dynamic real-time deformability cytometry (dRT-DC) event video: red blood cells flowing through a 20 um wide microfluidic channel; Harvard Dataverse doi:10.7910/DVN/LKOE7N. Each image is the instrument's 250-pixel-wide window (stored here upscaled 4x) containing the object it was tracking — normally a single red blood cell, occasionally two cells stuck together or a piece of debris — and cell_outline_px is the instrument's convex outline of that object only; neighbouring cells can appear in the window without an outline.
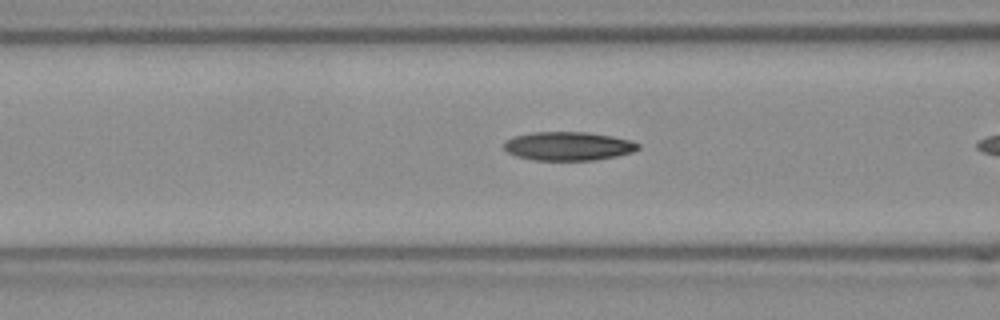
{"species": "Egyptian fruit bat (a non-hibernating species)", "species_latin": "Rousettus aegyptiacus", "temperature_condition": "room temperature", "stored_images_in_passage": 8, "camera_frame_rate_fps": 3000, "um_per_image_px": 0.085, "frame": {"image": 1, "passage_image": 7, "time_ms": 2.0, "image_size_px": [1000, 320], "cell_outline_px": [[640, 148], [632, 152], [616, 156], [596, 160], [532, 160], [516, 156], [508, 152], [504, 148], [504, 144], [508, 140], [516, 136], [532, 132], [584, 132], [612, 136], [632, 140], [640, 144]], "centroid_in_image_um": [48.34, 12.42], "position_along_channel_um": 118.3, "area_um2": 22.37}}